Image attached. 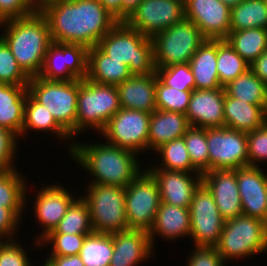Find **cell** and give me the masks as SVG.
<instances>
[{
  "mask_svg": "<svg viewBox=\"0 0 267 266\" xmlns=\"http://www.w3.org/2000/svg\"><path fill=\"white\" fill-rule=\"evenodd\" d=\"M112 59L129 66L132 75H148L156 72L151 38L118 22L97 45Z\"/></svg>",
  "mask_w": 267,
  "mask_h": 266,
  "instance_id": "277c9868",
  "label": "cell"
},
{
  "mask_svg": "<svg viewBox=\"0 0 267 266\" xmlns=\"http://www.w3.org/2000/svg\"><path fill=\"white\" fill-rule=\"evenodd\" d=\"M131 76L129 66L112 59L97 45L88 49L87 79L97 83L118 86Z\"/></svg>",
  "mask_w": 267,
  "mask_h": 266,
  "instance_id": "484cf974",
  "label": "cell"
},
{
  "mask_svg": "<svg viewBox=\"0 0 267 266\" xmlns=\"http://www.w3.org/2000/svg\"><path fill=\"white\" fill-rule=\"evenodd\" d=\"M260 166H245L236 169L238 191L242 212L245 216L265 221L267 210V173Z\"/></svg>",
  "mask_w": 267,
  "mask_h": 266,
  "instance_id": "d6986e66",
  "label": "cell"
},
{
  "mask_svg": "<svg viewBox=\"0 0 267 266\" xmlns=\"http://www.w3.org/2000/svg\"><path fill=\"white\" fill-rule=\"evenodd\" d=\"M120 109L116 86L79 79L76 136L86 132L87 128L100 133Z\"/></svg>",
  "mask_w": 267,
  "mask_h": 266,
  "instance_id": "5b68a950",
  "label": "cell"
},
{
  "mask_svg": "<svg viewBox=\"0 0 267 266\" xmlns=\"http://www.w3.org/2000/svg\"><path fill=\"white\" fill-rule=\"evenodd\" d=\"M184 18V0H142L124 22L152 38Z\"/></svg>",
  "mask_w": 267,
  "mask_h": 266,
  "instance_id": "9a60e30c",
  "label": "cell"
},
{
  "mask_svg": "<svg viewBox=\"0 0 267 266\" xmlns=\"http://www.w3.org/2000/svg\"><path fill=\"white\" fill-rule=\"evenodd\" d=\"M39 131L43 132L41 134H44V132L53 133L51 135H54L57 140H70L71 143H69L68 146V153L70 154L74 142L73 138L56 122L53 115L48 111V109L38 103L30 94L27 93V99L25 102V108H24V121L22 126V132L20 137L26 136V133L28 134V131ZM72 139V141H71Z\"/></svg>",
  "mask_w": 267,
  "mask_h": 266,
  "instance_id": "f1b7e54d",
  "label": "cell"
},
{
  "mask_svg": "<svg viewBox=\"0 0 267 266\" xmlns=\"http://www.w3.org/2000/svg\"><path fill=\"white\" fill-rule=\"evenodd\" d=\"M74 143L69 154L83 170L90 173L89 183L126 188L141 171L137 153L108 143ZM92 179V180H91Z\"/></svg>",
  "mask_w": 267,
  "mask_h": 266,
  "instance_id": "7a4b0ae2",
  "label": "cell"
},
{
  "mask_svg": "<svg viewBox=\"0 0 267 266\" xmlns=\"http://www.w3.org/2000/svg\"><path fill=\"white\" fill-rule=\"evenodd\" d=\"M190 238L194 246L214 247L221 236L225 220L208 188L201 183L194 191L190 207Z\"/></svg>",
  "mask_w": 267,
  "mask_h": 266,
  "instance_id": "7c38bea8",
  "label": "cell"
},
{
  "mask_svg": "<svg viewBox=\"0 0 267 266\" xmlns=\"http://www.w3.org/2000/svg\"><path fill=\"white\" fill-rule=\"evenodd\" d=\"M27 86L0 83V126L20 137L24 121Z\"/></svg>",
  "mask_w": 267,
  "mask_h": 266,
  "instance_id": "4316f807",
  "label": "cell"
},
{
  "mask_svg": "<svg viewBox=\"0 0 267 266\" xmlns=\"http://www.w3.org/2000/svg\"><path fill=\"white\" fill-rule=\"evenodd\" d=\"M188 255L187 266H226L215 247L194 246Z\"/></svg>",
  "mask_w": 267,
  "mask_h": 266,
  "instance_id": "c3c4849f",
  "label": "cell"
},
{
  "mask_svg": "<svg viewBox=\"0 0 267 266\" xmlns=\"http://www.w3.org/2000/svg\"><path fill=\"white\" fill-rule=\"evenodd\" d=\"M26 249L17 240L0 241V266H33Z\"/></svg>",
  "mask_w": 267,
  "mask_h": 266,
  "instance_id": "bcb514c9",
  "label": "cell"
},
{
  "mask_svg": "<svg viewBox=\"0 0 267 266\" xmlns=\"http://www.w3.org/2000/svg\"><path fill=\"white\" fill-rule=\"evenodd\" d=\"M161 204L159 186L145 168L125 188V210L128 229L148 232L152 229Z\"/></svg>",
  "mask_w": 267,
  "mask_h": 266,
  "instance_id": "30bf717a",
  "label": "cell"
},
{
  "mask_svg": "<svg viewBox=\"0 0 267 266\" xmlns=\"http://www.w3.org/2000/svg\"><path fill=\"white\" fill-rule=\"evenodd\" d=\"M184 14L205 39L225 40L229 35L231 8L220 0H184Z\"/></svg>",
  "mask_w": 267,
  "mask_h": 266,
  "instance_id": "2e32d148",
  "label": "cell"
},
{
  "mask_svg": "<svg viewBox=\"0 0 267 266\" xmlns=\"http://www.w3.org/2000/svg\"><path fill=\"white\" fill-rule=\"evenodd\" d=\"M17 170L0 171V206L11 209L22 220L30 192L25 176Z\"/></svg>",
  "mask_w": 267,
  "mask_h": 266,
  "instance_id": "4dcf8cb0",
  "label": "cell"
},
{
  "mask_svg": "<svg viewBox=\"0 0 267 266\" xmlns=\"http://www.w3.org/2000/svg\"><path fill=\"white\" fill-rule=\"evenodd\" d=\"M29 79L19 67L10 48L0 37V83L28 86Z\"/></svg>",
  "mask_w": 267,
  "mask_h": 266,
  "instance_id": "7bdbcfd3",
  "label": "cell"
},
{
  "mask_svg": "<svg viewBox=\"0 0 267 266\" xmlns=\"http://www.w3.org/2000/svg\"><path fill=\"white\" fill-rule=\"evenodd\" d=\"M247 154L248 166H259L256 164L267 162V126L247 132Z\"/></svg>",
  "mask_w": 267,
  "mask_h": 266,
  "instance_id": "ee69618b",
  "label": "cell"
},
{
  "mask_svg": "<svg viewBox=\"0 0 267 266\" xmlns=\"http://www.w3.org/2000/svg\"><path fill=\"white\" fill-rule=\"evenodd\" d=\"M113 255L109 266H138L153 254L149 233L127 229L112 233Z\"/></svg>",
  "mask_w": 267,
  "mask_h": 266,
  "instance_id": "7402d4cb",
  "label": "cell"
},
{
  "mask_svg": "<svg viewBox=\"0 0 267 266\" xmlns=\"http://www.w3.org/2000/svg\"><path fill=\"white\" fill-rule=\"evenodd\" d=\"M38 9L48 21L52 42L88 49L119 22L99 0H48Z\"/></svg>",
  "mask_w": 267,
  "mask_h": 266,
  "instance_id": "6da1fadb",
  "label": "cell"
},
{
  "mask_svg": "<svg viewBox=\"0 0 267 266\" xmlns=\"http://www.w3.org/2000/svg\"><path fill=\"white\" fill-rule=\"evenodd\" d=\"M151 113L121 108L100 132L106 143L135 153L148 151L149 121ZM147 150V151H145Z\"/></svg>",
  "mask_w": 267,
  "mask_h": 266,
  "instance_id": "8fae6325",
  "label": "cell"
},
{
  "mask_svg": "<svg viewBox=\"0 0 267 266\" xmlns=\"http://www.w3.org/2000/svg\"><path fill=\"white\" fill-rule=\"evenodd\" d=\"M0 37L10 48L19 67L29 77H37L52 43L46 17L38 9L32 15L7 20Z\"/></svg>",
  "mask_w": 267,
  "mask_h": 266,
  "instance_id": "3957f363",
  "label": "cell"
},
{
  "mask_svg": "<svg viewBox=\"0 0 267 266\" xmlns=\"http://www.w3.org/2000/svg\"><path fill=\"white\" fill-rule=\"evenodd\" d=\"M224 88L229 97L243 100L246 103L253 105H266L267 103V85L251 69L230 81Z\"/></svg>",
  "mask_w": 267,
  "mask_h": 266,
  "instance_id": "d6a6232c",
  "label": "cell"
},
{
  "mask_svg": "<svg viewBox=\"0 0 267 266\" xmlns=\"http://www.w3.org/2000/svg\"><path fill=\"white\" fill-rule=\"evenodd\" d=\"M226 263L267 251V224L265 221L240 215L225 220L218 243L214 246Z\"/></svg>",
  "mask_w": 267,
  "mask_h": 266,
  "instance_id": "8992f818",
  "label": "cell"
},
{
  "mask_svg": "<svg viewBox=\"0 0 267 266\" xmlns=\"http://www.w3.org/2000/svg\"><path fill=\"white\" fill-rule=\"evenodd\" d=\"M191 219L189 208H181L161 202L156 213L154 225L149 231L151 246L155 248V237L172 241L190 237Z\"/></svg>",
  "mask_w": 267,
  "mask_h": 266,
  "instance_id": "cb8c5ba5",
  "label": "cell"
},
{
  "mask_svg": "<svg viewBox=\"0 0 267 266\" xmlns=\"http://www.w3.org/2000/svg\"><path fill=\"white\" fill-rule=\"evenodd\" d=\"M93 232L88 205L86 201L78 195L55 229L49 233L91 234Z\"/></svg>",
  "mask_w": 267,
  "mask_h": 266,
  "instance_id": "8d00e7d4",
  "label": "cell"
},
{
  "mask_svg": "<svg viewBox=\"0 0 267 266\" xmlns=\"http://www.w3.org/2000/svg\"><path fill=\"white\" fill-rule=\"evenodd\" d=\"M87 51L83 45L52 42L38 77L48 81H71L87 76Z\"/></svg>",
  "mask_w": 267,
  "mask_h": 266,
  "instance_id": "5bb4252c",
  "label": "cell"
},
{
  "mask_svg": "<svg viewBox=\"0 0 267 266\" xmlns=\"http://www.w3.org/2000/svg\"><path fill=\"white\" fill-rule=\"evenodd\" d=\"M264 125L267 126V103L264 106Z\"/></svg>",
  "mask_w": 267,
  "mask_h": 266,
  "instance_id": "9f6ffc18",
  "label": "cell"
},
{
  "mask_svg": "<svg viewBox=\"0 0 267 266\" xmlns=\"http://www.w3.org/2000/svg\"><path fill=\"white\" fill-rule=\"evenodd\" d=\"M192 91H182L164 85L157 77L156 107L159 110L186 114Z\"/></svg>",
  "mask_w": 267,
  "mask_h": 266,
  "instance_id": "ab89813d",
  "label": "cell"
},
{
  "mask_svg": "<svg viewBox=\"0 0 267 266\" xmlns=\"http://www.w3.org/2000/svg\"><path fill=\"white\" fill-rule=\"evenodd\" d=\"M250 28L267 29V1L244 0L231 8L230 31Z\"/></svg>",
  "mask_w": 267,
  "mask_h": 266,
  "instance_id": "836d02e7",
  "label": "cell"
},
{
  "mask_svg": "<svg viewBox=\"0 0 267 266\" xmlns=\"http://www.w3.org/2000/svg\"><path fill=\"white\" fill-rule=\"evenodd\" d=\"M112 255V234L98 232L86 235L79 252L84 266H109Z\"/></svg>",
  "mask_w": 267,
  "mask_h": 266,
  "instance_id": "e575fe53",
  "label": "cell"
},
{
  "mask_svg": "<svg viewBox=\"0 0 267 266\" xmlns=\"http://www.w3.org/2000/svg\"><path fill=\"white\" fill-rule=\"evenodd\" d=\"M248 69L250 65L226 40H217V72L219 82L223 87Z\"/></svg>",
  "mask_w": 267,
  "mask_h": 266,
  "instance_id": "74e56055",
  "label": "cell"
},
{
  "mask_svg": "<svg viewBox=\"0 0 267 266\" xmlns=\"http://www.w3.org/2000/svg\"><path fill=\"white\" fill-rule=\"evenodd\" d=\"M156 72L148 75H132L116 86L121 108L152 113L156 107Z\"/></svg>",
  "mask_w": 267,
  "mask_h": 266,
  "instance_id": "603a6c76",
  "label": "cell"
},
{
  "mask_svg": "<svg viewBox=\"0 0 267 266\" xmlns=\"http://www.w3.org/2000/svg\"><path fill=\"white\" fill-rule=\"evenodd\" d=\"M37 7L39 8L44 2L48 1V0H32Z\"/></svg>",
  "mask_w": 267,
  "mask_h": 266,
  "instance_id": "6f0895ef",
  "label": "cell"
},
{
  "mask_svg": "<svg viewBox=\"0 0 267 266\" xmlns=\"http://www.w3.org/2000/svg\"><path fill=\"white\" fill-rule=\"evenodd\" d=\"M225 94L224 87L193 90L185 114L190 126L198 128L225 127Z\"/></svg>",
  "mask_w": 267,
  "mask_h": 266,
  "instance_id": "ffe728a7",
  "label": "cell"
},
{
  "mask_svg": "<svg viewBox=\"0 0 267 266\" xmlns=\"http://www.w3.org/2000/svg\"><path fill=\"white\" fill-rule=\"evenodd\" d=\"M4 23L5 21L2 19V17L0 16V29H2L4 27ZM2 27V28H1Z\"/></svg>",
  "mask_w": 267,
  "mask_h": 266,
  "instance_id": "680465c9",
  "label": "cell"
},
{
  "mask_svg": "<svg viewBox=\"0 0 267 266\" xmlns=\"http://www.w3.org/2000/svg\"><path fill=\"white\" fill-rule=\"evenodd\" d=\"M222 3H224L225 5L229 6L230 8L240 4L241 2H243L244 0H220Z\"/></svg>",
  "mask_w": 267,
  "mask_h": 266,
  "instance_id": "11a10c76",
  "label": "cell"
},
{
  "mask_svg": "<svg viewBox=\"0 0 267 266\" xmlns=\"http://www.w3.org/2000/svg\"><path fill=\"white\" fill-rule=\"evenodd\" d=\"M43 262L47 266H84V263L79 255L48 256Z\"/></svg>",
  "mask_w": 267,
  "mask_h": 266,
  "instance_id": "f907efd6",
  "label": "cell"
},
{
  "mask_svg": "<svg viewBox=\"0 0 267 266\" xmlns=\"http://www.w3.org/2000/svg\"><path fill=\"white\" fill-rule=\"evenodd\" d=\"M250 69L267 85V49L250 65Z\"/></svg>",
  "mask_w": 267,
  "mask_h": 266,
  "instance_id": "816d5d0a",
  "label": "cell"
},
{
  "mask_svg": "<svg viewBox=\"0 0 267 266\" xmlns=\"http://www.w3.org/2000/svg\"><path fill=\"white\" fill-rule=\"evenodd\" d=\"M161 156V162L150 165L149 168H160L173 171L199 172L191 163L184 137L164 143L155 150ZM161 164V165H160Z\"/></svg>",
  "mask_w": 267,
  "mask_h": 266,
  "instance_id": "d590c367",
  "label": "cell"
},
{
  "mask_svg": "<svg viewBox=\"0 0 267 266\" xmlns=\"http://www.w3.org/2000/svg\"><path fill=\"white\" fill-rule=\"evenodd\" d=\"M142 0H122V21H125Z\"/></svg>",
  "mask_w": 267,
  "mask_h": 266,
  "instance_id": "db71d44e",
  "label": "cell"
},
{
  "mask_svg": "<svg viewBox=\"0 0 267 266\" xmlns=\"http://www.w3.org/2000/svg\"><path fill=\"white\" fill-rule=\"evenodd\" d=\"M18 140L14 132L0 126V171L17 169L13 160L17 154Z\"/></svg>",
  "mask_w": 267,
  "mask_h": 266,
  "instance_id": "f6af8a7d",
  "label": "cell"
},
{
  "mask_svg": "<svg viewBox=\"0 0 267 266\" xmlns=\"http://www.w3.org/2000/svg\"><path fill=\"white\" fill-rule=\"evenodd\" d=\"M156 68L189 63L199 46L205 41L200 29L184 18L152 38Z\"/></svg>",
  "mask_w": 267,
  "mask_h": 266,
  "instance_id": "9c48e42d",
  "label": "cell"
},
{
  "mask_svg": "<svg viewBox=\"0 0 267 266\" xmlns=\"http://www.w3.org/2000/svg\"><path fill=\"white\" fill-rule=\"evenodd\" d=\"M209 171L248 166L247 133L228 127L207 128Z\"/></svg>",
  "mask_w": 267,
  "mask_h": 266,
  "instance_id": "4fadbf2b",
  "label": "cell"
},
{
  "mask_svg": "<svg viewBox=\"0 0 267 266\" xmlns=\"http://www.w3.org/2000/svg\"><path fill=\"white\" fill-rule=\"evenodd\" d=\"M22 220L9 208L0 206V241L17 239L15 234L19 231Z\"/></svg>",
  "mask_w": 267,
  "mask_h": 266,
  "instance_id": "681fc988",
  "label": "cell"
},
{
  "mask_svg": "<svg viewBox=\"0 0 267 266\" xmlns=\"http://www.w3.org/2000/svg\"><path fill=\"white\" fill-rule=\"evenodd\" d=\"M202 183L214 197L224 220L243 215L236 170H211L202 174Z\"/></svg>",
  "mask_w": 267,
  "mask_h": 266,
  "instance_id": "44dd1931",
  "label": "cell"
},
{
  "mask_svg": "<svg viewBox=\"0 0 267 266\" xmlns=\"http://www.w3.org/2000/svg\"><path fill=\"white\" fill-rule=\"evenodd\" d=\"M86 235L89 234L48 233L39 243L40 247L52 246L48 256L79 255Z\"/></svg>",
  "mask_w": 267,
  "mask_h": 266,
  "instance_id": "60d3db41",
  "label": "cell"
},
{
  "mask_svg": "<svg viewBox=\"0 0 267 266\" xmlns=\"http://www.w3.org/2000/svg\"><path fill=\"white\" fill-rule=\"evenodd\" d=\"M144 168L157 181L161 202L181 208L190 207L194 191L202 183V174L200 172Z\"/></svg>",
  "mask_w": 267,
  "mask_h": 266,
  "instance_id": "ac0fdd59",
  "label": "cell"
},
{
  "mask_svg": "<svg viewBox=\"0 0 267 266\" xmlns=\"http://www.w3.org/2000/svg\"><path fill=\"white\" fill-rule=\"evenodd\" d=\"M195 79V89L223 87L217 72V40L205 39L189 62Z\"/></svg>",
  "mask_w": 267,
  "mask_h": 266,
  "instance_id": "83f0119b",
  "label": "cell"
},
{
  "mask_svg": "<svg viewBox=\"0 0 267 266\" xmlns=\"http://www.w3.org/2000/svg\"><path fill=\"white\" fill-rule=\"evenodd\" d=\"M264 106L246 103L225 94V127L246 133L254 131L264 125Z\"/></svg>",
  "mask_w": 267,
  "mask_h": 266,
  "instance_id": "f546056e",
  "label": "cell"
},
{
  "mask_svg": "<svg viewBox=\"0 0 267 266\" xmlns=\"http://www.w3.org/2000/svg\"><path fill=\"white\" fill-rule=\"evenodd\" d=\"M86 201L94 232L112 234L128 229L125 210V188L89 183Z\"/></svg>",
  "mask_w": 267,
  "mask_h": 266,
  "instance_id": "ba28073f",
  "label": "cell"
},
{
  "mask_svg": "<svg viewBox=\"0 0 267 266\" xmlns=\"http://www.w3.org/2000/svg\"><path fill=\"white\" fill-rule=\"evenodd\" d=\"M156 75L166 86L182 91L195 90V79L189 63L173 64L167 67L156 68Z\"/></svg>",
  "mask_w": 267,
  "mask_h": 266,
  "instance_id": "b9f144b4",
  "label": "cell"
},
{
  "mask_svg": "<svg viewBox=\"0 0 267 266\" xmlns=\"http://www.w3.org/2000/svg\"><path fill=\"white\" fill-rule=\"evenodd\" d=\"M225 40L251 65L267 49V29L250 28L230 31Z\"/></svg>",
  "mask_w": 267,
  "mask_h": 266,
  "instance_id": "1f68e13d",
  "label": "cell"
},
{
  "mask_svg": "<svg viewBox=\"0 0 267 266\" xmlns=\"http://www.w3.org/2000/svg\"><path fill=\"white\" fill-rule=\"evenodd\" d=\"M99 2L119 22L122 21V0H99Z\"/></svg>",
  "mask_w": 267,
  "mask_h": 266,
  "instance_id": "f5cc1de1",
  "label": "cell"
},
{
  "mask_svg": "<svg viewBox=\"0 0 267 266\" xmlns=\"http://www.w3.org/2000/svg\"><path fill=\"white\" fill-rule=\"evenodd\" d=\"M29 94L53 115L56 122L76 140L77 97L79 79L71 81H48L31 77Z\"/></svg>",
  "mask_w": 267,
  "mask_h": 266,
  "instance_id": "52a82bcc",
  "label": "cell"
},
{
  "mask_svg": "<svg viewBox=\"0 0 267 266\" xmlns=\"http://www.w3.org/2000/svg\"><path fill=\"white\" fill-rule=\"evenodd\" d=\"M190 127L182 113L153 111L149 121L148 150L155 152L164 143L183 137Z\"/></svg>",
  "mask_w": 267,
  "mask_h": 266,
  "instance_id": "d4e9b609",
  "label": "cell"
},
{
  "mask_svg": "<svg viewBox=\"0 0 267 266\" xmlns=\"http://www.w3.org/2000/svg\"><path fill=\"white\" fill-rule=\"evenodd\" d=\"M57 182L52 185H45L43 188H40L38 194L34 195L35 201L32 204L34 207V216L40 226L43 228L42 233L34 238L33 243L40 247L39 241L45 237L50 231L54 230L58 225L59 221L64 217L67 212V209L71 203L78 197L74 194H71L68 188L64 185L60 186Z\"/></svg>",
  "mask_w": 267,
  "mask_h": 266,
  "instance_id": "e0dca14e",
  "label": "cell"
},
{
  "mask_svg": "<svg viewBox=\"0 0 267 266\" xmlns=\"http://www.w3.org/2000/svg\"><path fill=\"white\" fill-rule=\"evenodd\" d=\"M38 10L32 0H0V16L4 21L23 18Z\"/></svg>",
  "mask_w": 267,
  "mask_h": 266,
  "instance_id": "7dc6e473",
  "label": "cell"
},
{
  "mask_svg": "<svg viewBox=\"0 0 267 266\" xmlns=\"http://www.w3.org/2000/svg\"><path fill=\"white\" fill-rule=\"evenodd\" d=\"M184 141L192 165L201 173L209 171V150L207 146V128L190 127Z\"/></svg>",
  "mask_w": 267,
  "mask_h": 266,
  "instance_id": "f35d334b",
  "label": "cell"
}]
</instances>
